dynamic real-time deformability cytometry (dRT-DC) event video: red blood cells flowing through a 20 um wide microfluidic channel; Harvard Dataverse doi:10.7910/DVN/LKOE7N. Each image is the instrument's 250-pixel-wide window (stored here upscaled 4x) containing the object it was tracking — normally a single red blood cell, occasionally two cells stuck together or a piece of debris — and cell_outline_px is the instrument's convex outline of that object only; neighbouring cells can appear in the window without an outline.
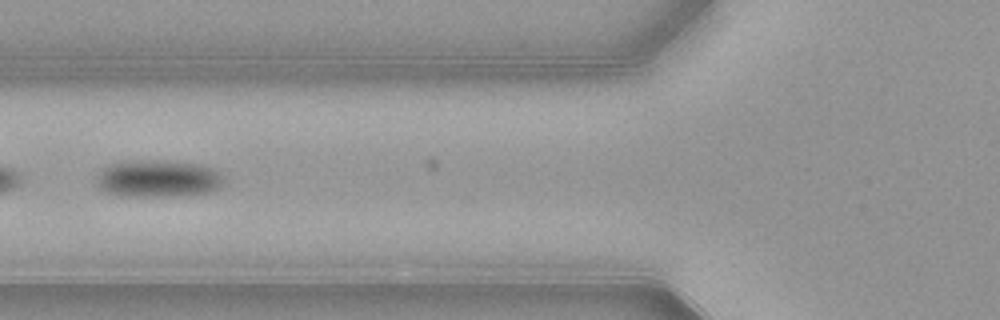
{"species": "common noctule bat (a hibernating species)", "species_latin": "Nyctalus noctula", "temperature_condition": "warm", "stored_images_in_passage": 19, "camera_frame_rate_fps": 3000, "um_per_image_px": 0.085, "animal": {"sex": "female", "body_mass_g": 21.9}, "frame": {"image": 1, "passage_image": 9, "time_ms": 2.667, "image_size_px": [1000, 320], "cell_outline_px": [[224, 180], [216, 188], [208, 192], [168, 196], [120, 196], [108, 192], [100, 188], [96, 180], [96, 176], [100, 168], [108, 164], [156, 160], [164, 160], [200, 164], [216, 168]], "centroid_in_image_um": [13.41, 15.17], "position_along_channel_um": 112.4, "area_um2": 27.4}}